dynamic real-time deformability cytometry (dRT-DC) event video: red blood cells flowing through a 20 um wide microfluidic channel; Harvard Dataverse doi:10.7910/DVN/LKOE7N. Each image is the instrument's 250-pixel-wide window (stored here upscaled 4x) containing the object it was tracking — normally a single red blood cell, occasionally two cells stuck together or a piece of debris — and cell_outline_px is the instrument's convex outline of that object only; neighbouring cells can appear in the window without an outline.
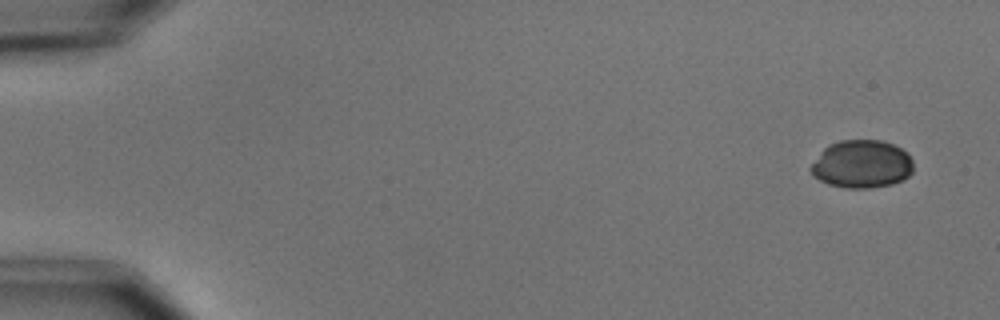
{"species": "common noctule bat (a hibernating species)", "species_latin": "Nyctalus noctula", "temperature_condition": "cold", "stored_images_in_passage": 5, "camera_frame_rate_fps": 3000, "um_per_image_px": 0.085, "animal": {"sex": "male", "body_mass_g": 15.6}, "frame": {"image": 1, "passage_image": 1, "time_ms": 0.0, "image_size_px": [1000, 320], "cell_outline_px": [[912, 172], [904, 180], [892, 184], [868, 188], [844, 188], [828, 184], [812, 176], [808, 168], [820, 152], [828, 144], [840, 140], [880, 140], [892, 144], [908, 152], [912, 160]], "centroid_in_image_um": [73.22, 13.95], "position_along_channel_um": 11.8, "area_um2": 28.96}}
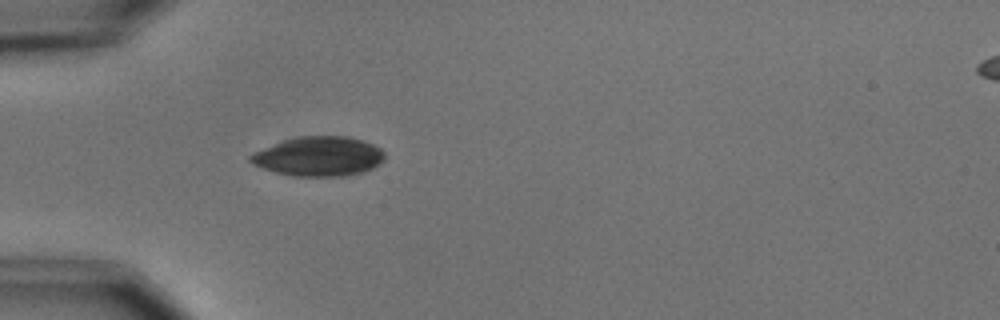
{"frame": {"image": 2, "passage_image": 5, "time_ms": 4.667, "image_size_px": [1000, 320], "cell_outline_px": [[384, 160], [372, 168], [364, 172], [344, 176], [292, 176], [276, 172], [252, 164], [248, 160], [248, 156], [252, 152], [284, 140], [296, 136], [348, 136], [364, 140], [380, 148], [384, 152]], "centroid_in_image_um": [27.09, 13.29], "position_along_channel_um": 57.9, "area_um2": 31.04}}